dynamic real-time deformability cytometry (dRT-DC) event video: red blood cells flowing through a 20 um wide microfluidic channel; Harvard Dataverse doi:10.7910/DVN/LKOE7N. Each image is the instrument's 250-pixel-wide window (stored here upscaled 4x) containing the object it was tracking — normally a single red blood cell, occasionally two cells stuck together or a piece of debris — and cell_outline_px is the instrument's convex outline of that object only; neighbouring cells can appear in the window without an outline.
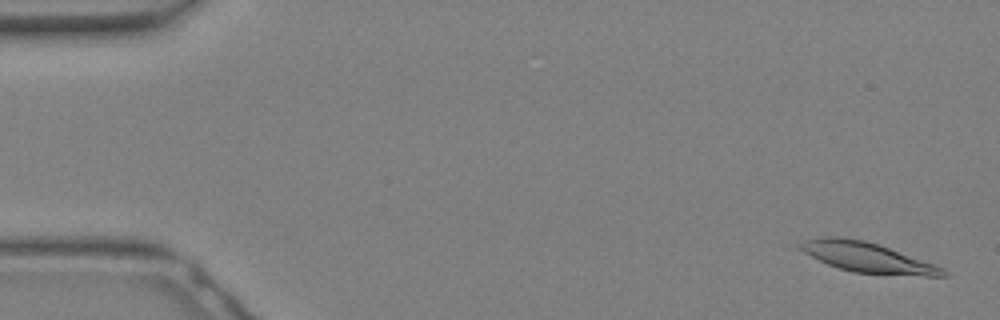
{"species": "Egyptian fruit bat (a non-hibernating species)", "species_latin": "Rousettus aegyptiacus", "temperature_condition": "warm", "stored_images_in_passage": 32, "camera_frame_rate_fps": 3000, "um_per_image_px": 0.085, "animal": {"sex": "female"}, "frame": {"image": 1, "passage_image": 1, "time_ms": 0.0, "image_size_px": [1000, 320], "cell_outline_px": [[948, 276], [924, 276], [852, 272], [828, 264], [804, 252], [796, 244], [804, 240], [824, 236], [840, 236], [864, 240], [880, 244], [944, 268], [948, 272]], "centroid_in_image_um": [73.73, 21.86], "position_along_channel_um": 11.3, "area_um2": 24.85}}
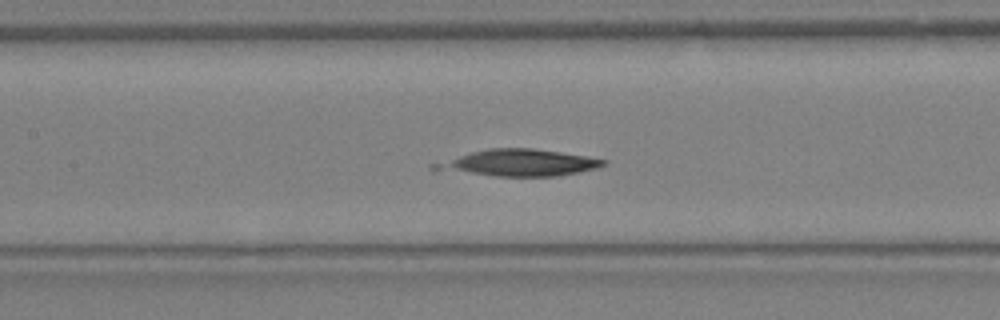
{"frame": {"image": 2, "passage_image": 14, "time_ms": 4.333, "image_size_px": [1000, 320], "cell_outline_px": [[608, 164], [600, 168], [556, 176], [496, 176], [432, 172], [428, 168], [428, 164], [472, 152], [488, 148], [532, 148], [588, 156], [608, 160]], "centroid_in_image_um": [43.97, 13.86], "position_along_channel_um": 163.4, "area_um2": 26.99}}
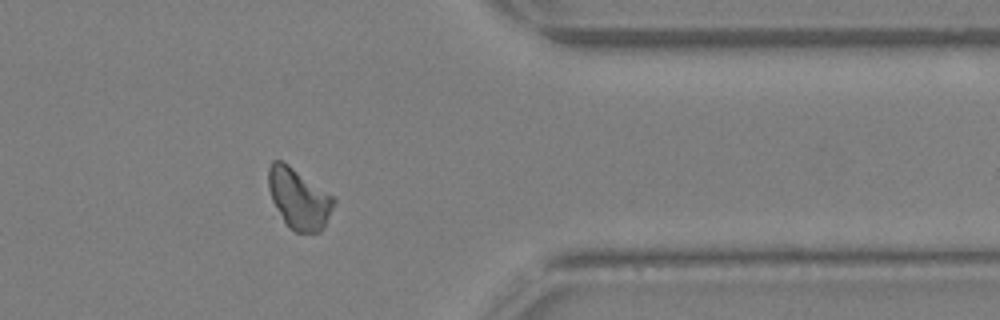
{"frame": {"image": 3, "passage_image": 25, "time_ms": 8.0, "image_size_px": [1000, 320], "cell_outline_px": [[336, 200], [324, 228], [320, 232], [296, 232], [284, 220], [272, 200], [268, 188], [268, 168], [272, 160], [280, 160], [288, 164], [332, 196]], "centroid_in_image_um": [25.39, 16.87], "position_along_channel_um": 386.0, "area_um2": 22.54}}